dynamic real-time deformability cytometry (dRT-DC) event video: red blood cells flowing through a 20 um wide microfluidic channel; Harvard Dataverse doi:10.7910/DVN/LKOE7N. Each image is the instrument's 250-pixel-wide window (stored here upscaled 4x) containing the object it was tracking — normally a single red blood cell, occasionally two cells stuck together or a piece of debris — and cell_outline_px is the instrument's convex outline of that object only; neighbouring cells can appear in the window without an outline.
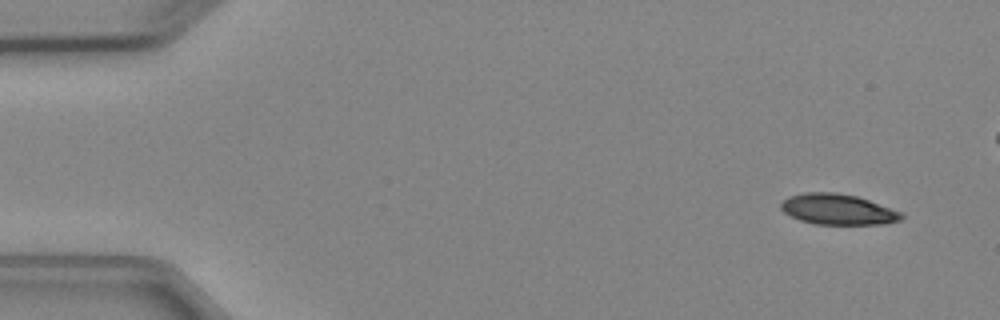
{"species": "Egyptian fruit bat (a non-hibernating species)", "species_latin": "Rousettus aegyptiacus", "temperature_condition": "cold", "stored_images_in_passage": 4, "camera_frame_rate_fps": 3000, "um_per_image_px": 0.085, "animal": {"sex": "female"}, "frame": {"image": 1, "passage_image": 1, "time_ms": 0.0, "image_size_px": [1000, 320], "cell_outline_px": [[904, 216], [900, 220], [888, 224], [816, 224], [800, 220], [784, 212], [780, 208], [780, 204], [788, 196], [804, 192], [836, 192], [856, 196], [904, 212]], "centroid_in_image_um": [71.24, 17.79], "position_along_channel_um": 13.8, "area_um2": 21.62}}